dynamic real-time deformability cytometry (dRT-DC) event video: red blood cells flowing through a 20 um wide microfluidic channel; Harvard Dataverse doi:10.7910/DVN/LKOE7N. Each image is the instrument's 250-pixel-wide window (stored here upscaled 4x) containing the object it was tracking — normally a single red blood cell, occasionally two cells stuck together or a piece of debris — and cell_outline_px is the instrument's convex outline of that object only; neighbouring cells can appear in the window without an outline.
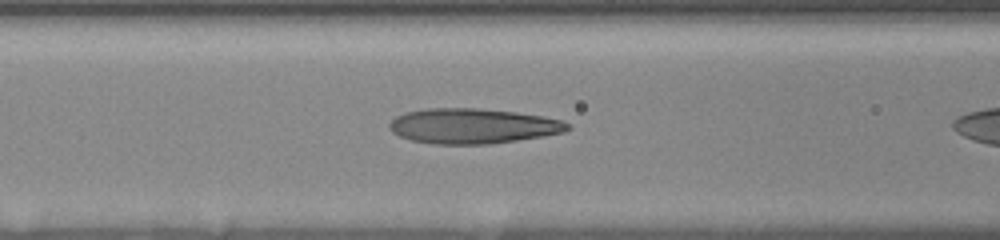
{"species": "human", "species_latin": "Homo sapiens", "temperature_condition": "room temperature", "stored_images_in_passage": 64, "camera_frame_rate_fps": 3000, "um_per_image_px": 0.085, "donor": {"sex": "female"}, "frame": {"image": 1, "passage_image": 22, "time_ms": 6.0, "image_size_px": [1000, 240], "cell_outline_px": [[572, 128], [564, 132], [516, 140], [488, 144], [432, 144], [412, 140], [400, 136], [392, 132], [388, 128], [388, 124], [396, 116], [404, 112], [424, 108], [476, 108], [516, 112], [544, 116], [560, 120], [568, 124]], "centroid_in_image_um": [40.14, 10.7], "position_along_channel_um": 126.5, "area_um2": 36.47}}
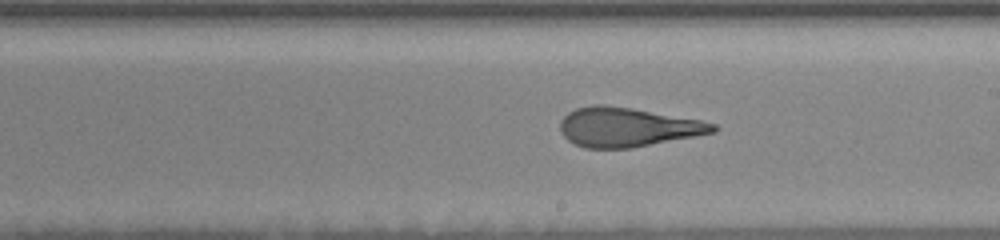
{"frame": {"image": 2, "passage_image": 38, "time_ms": 9.0, "image_size_px": [1000, 240], "cell_outline_px": [[720, 128], [716, 132], [632, 148], [584, 148], [568, 140], [560, 132], [560, 120], [568, 112], [576, 108], [592, 104], [604, 104], [632, 108], [700, 120], [716, 124]], "centroid_in_image_um": [53.32, 10.8], "position_along_channel_um": 235.7, "area_um2": 35.03}}
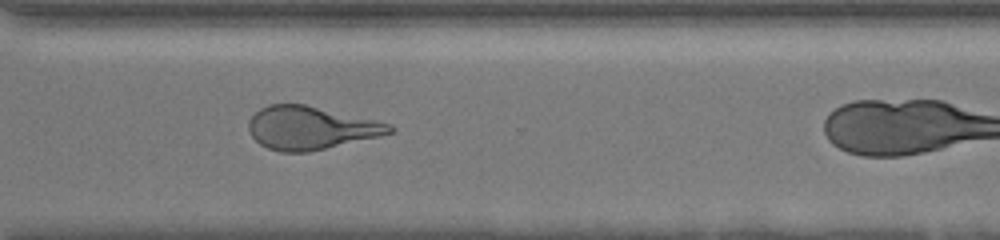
{"frame": {"image": 3, "passage_image": 59, "time_ms": 12.0, "image_size_px": [1000, 240], "cell_outline_px": [[396, 128], [392, 132], [380, 136], [308, 152], [280, 152], [268, 148], [260, 144], [252, 136], [248, 128], [248, 120], [260, 108], [268, 104], [304, 104], [392, 124]], "centroid_in_image_um": [26.38, 10.87], "position_along_channel_um": 344.2, "area_um2": 35.2}}